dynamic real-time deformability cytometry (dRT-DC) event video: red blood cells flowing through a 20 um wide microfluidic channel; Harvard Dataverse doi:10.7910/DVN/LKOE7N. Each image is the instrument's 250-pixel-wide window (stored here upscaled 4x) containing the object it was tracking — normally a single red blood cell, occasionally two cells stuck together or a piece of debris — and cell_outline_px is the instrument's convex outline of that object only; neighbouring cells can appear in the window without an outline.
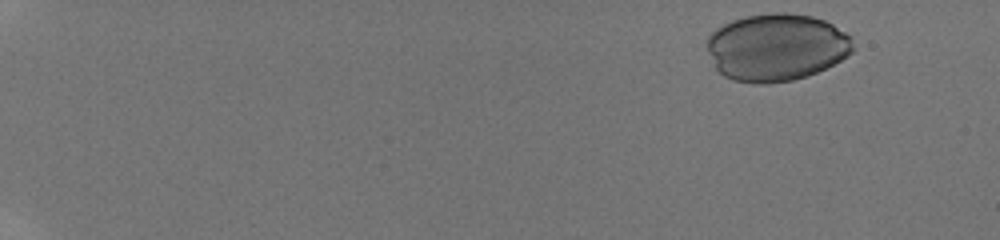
{"species": "human", "species_latin": "Homo sapiens", "temperature_condition": "room temperature", "stored_images_in_passage": 14, "camera_frame_rate_fps": 3000, "um_per_image_px": 0.085, "donor": {"sex": "male"}, "frame": {"image": 1, "passage_image": 2, "time_ms": 0.667, "image_size_px": [1000, 240], "cell_outline_px": [[856, 48], [852, 52], [840, 60], [808, 76], [792, 80], [768, 84], [756, 84], [732, 80], [724, 76], [716, 68], [708, 52], [708, 36], [716, 28], [732, 20], [744, 16], [772, 12], [784, 12], [812, 16], [824, 20], [832, 24], [852, 36]], "centroid_in_image_um": [66.01, 4.01], "position_along_channel_um": 19.0, "area_um2": 57.63}}
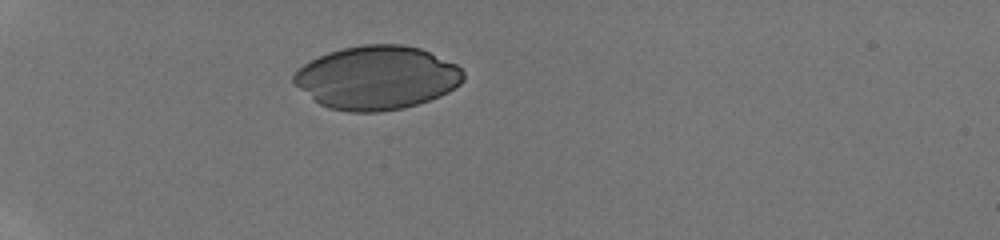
{"frame": {"image": 2, "passage_image": 12, "time_ms": 5.0, "image_size_px": [1000, 240], "cell_outline_px": [[464, 80], [460, 84], [448, 92], [440, 96], [404, 108], [380, 112], [348, 112], [328, 108], [320, 104], [292, 84], [292, 76], [304, 64], [328, 52], [344, 48], [364, 44], [400, 44], [420, 48], [456, 64], [464, 72]], "centroid_in_image_um": [32.02, 6.61], "position_along_channel_um": 53.0, "area_um2": 62.83}}